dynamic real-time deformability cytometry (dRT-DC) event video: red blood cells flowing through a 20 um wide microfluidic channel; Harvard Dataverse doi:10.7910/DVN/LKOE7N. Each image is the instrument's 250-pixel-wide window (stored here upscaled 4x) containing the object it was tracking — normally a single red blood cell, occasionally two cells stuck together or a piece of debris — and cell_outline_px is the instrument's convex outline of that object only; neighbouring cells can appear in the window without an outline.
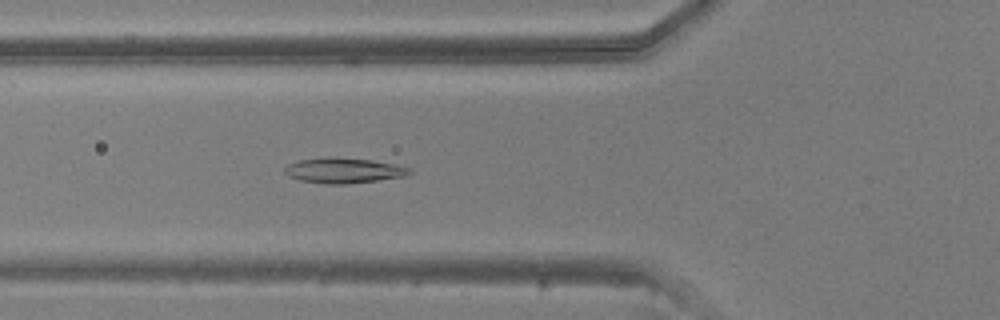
{"species": "common noctule bat (a hibernating species)", "species_latin": "Nyctalus noctula", "temperature_condition": "warm", "stored_images_in_passage": 39, "camera_frame_rate_fps": 3000, "um_per_image_px": 0.085, "animal": {"sex": "male", "body_mass_g": 20.5, "forearm_length_mm": 52.5}, "frame": {"image": 1, "passage_image": 8, "time_ms": 2.333, "image_size_px": [1000, 320], "cell_outline_px": [[412, 172], [408, 176], [344, 184], [328, 184], [300, 180], [288, 176], [284, 172], [284, 168], [288, 164], [300, 160], [372, 160], [396, 164], [412, 168]], "centroid_in_image_um": [29.29, 14.54], "position_along_channel_um": 96.5, "area_um2": 17.46}}
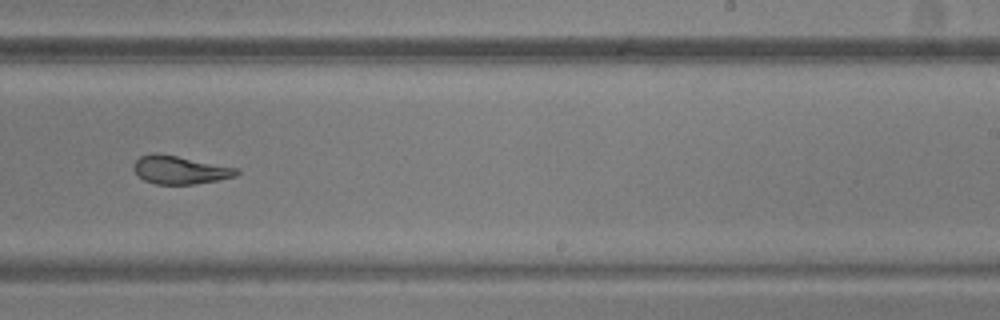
{"frame": {"image": 2, "passage_image": 21, "time_ms": 6.667, "image_size_px": [1000, 320], "cell_outline_px": [[240, 172], [236, 176], [216, 180], [192, 184], [156, 184], [144, 180], [132, 168], [132, 164], [140, 156], [156, 152], [236, 168]], "centroid_in_image_um": [15.24, 14.44], "position_along_channel_um": 273.8, "area_um2": 16.59}}
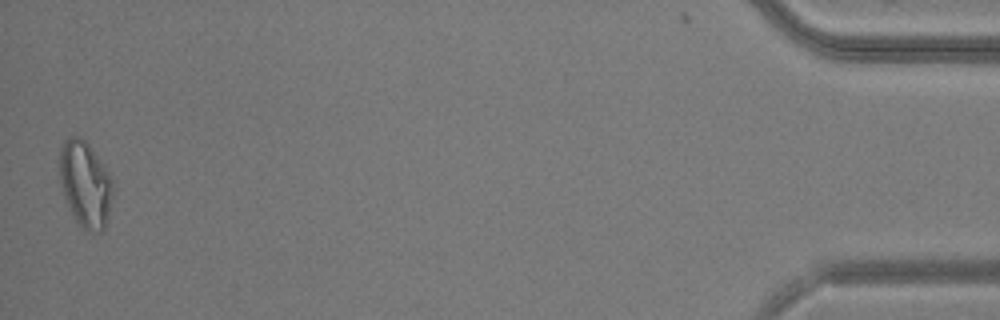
{"frame": {"image": 3, "passage_image": 39, "time_ms": 12.667, "image_size_px": [1000, 320], "cell_outline_px": [[112, 196], [108, 216], [104, 228], [100, 232], [88, 232], [76, 224], [68, 208], [64, 196], [60, 180], [60, 148], [64, 140], [68, 136], [80, 136], [88, 144], [104, 164], [112, 184]], "centroid_in_image_um": [7.22, 15.68], "position_along_channel_um": 428.0, "area_um2": 26.76}}